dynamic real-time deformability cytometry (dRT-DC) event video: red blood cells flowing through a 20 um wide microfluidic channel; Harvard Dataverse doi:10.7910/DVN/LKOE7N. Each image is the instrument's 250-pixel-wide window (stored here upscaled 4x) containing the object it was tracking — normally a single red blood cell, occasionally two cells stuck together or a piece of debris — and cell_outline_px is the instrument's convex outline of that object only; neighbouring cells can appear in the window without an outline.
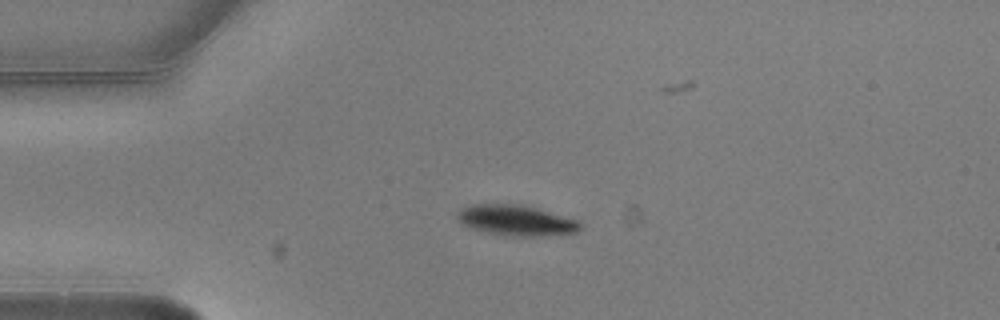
{"species": "common noctule bat (a hibernating species)", "species_latin": "Nyctalus noctula", "temperature_condition": "warm", "stored_images_in_passage": 2, "camera_frame_rate_fps": 3000, "um_per_image_px": 0.085, "animal": {"sex": "male", "body_mass_g": 20.5, "forearm_length_mm": 52.5}, "frame": {"image": 1, "passage_image": 1, "time_ms": 0.0, "image_size_px": [1000, 320], "cell_outline_px": [[584, 228], [576, 232], [532, 236], [512, 236], [472, 228], [464, 224], [456, 216], [460, 208], [472, 204], [524, 204], [580, 220], [584, 224]], "centroid_in_image_um": [43.95, 18.7], "position_along_channel_um": 41.0, "area_um2": 21.79}}